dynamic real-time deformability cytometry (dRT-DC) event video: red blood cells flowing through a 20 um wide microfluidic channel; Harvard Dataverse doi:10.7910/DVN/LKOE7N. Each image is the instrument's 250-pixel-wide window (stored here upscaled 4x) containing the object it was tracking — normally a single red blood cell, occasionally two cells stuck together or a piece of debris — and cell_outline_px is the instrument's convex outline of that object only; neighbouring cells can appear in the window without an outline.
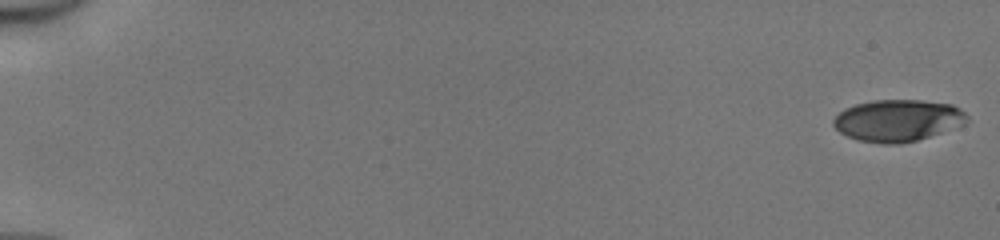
{"species": "human", "species_latin": "Homo sapiens", "temperature_condition": "cold", "stored_images_in_passage": 51, "camera_frame_rate_fps": 3000, "um_per_image_px": 0.085, "donor": {"sex": "male"}, "frame": {"image": 1, "passage_image": 1, "time_ms": 0.0, "image_size_px": [1000, 240], "cell_outline_px": [[968, 120], [964, 124], [916, 140], [900, 144], [884, 144], [856, 140], [840, 132], [832, 124], [832, 120], [844, 108], [856, 104], [872, 100], [920, 100], [952, 104], [960, 108], [968, 116]], "centroid_in_image_um": [76.29, 10.23], "position_along_channel_um": 8.7, "area_um2": 32.48}}
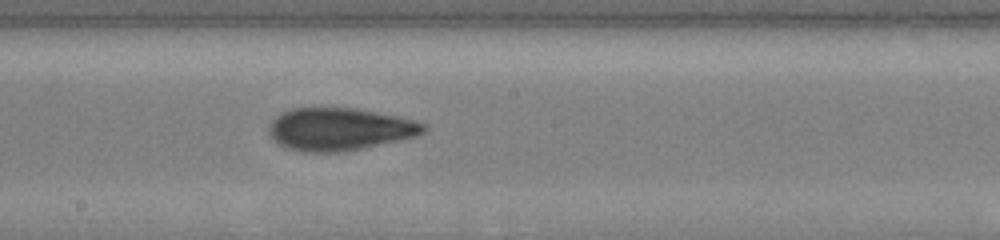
{"frame": {"image": 2, "passage_image": 30, "time_ms": 9.667, "image_size_px": [1000, 240], "cell_outline_px": [[428, 128], [424, 132], [416, 136], [360, 148], [340, 152], [300, 152], [288, 148], [280, 144], [268, 132], [268, 124], [276, 116], [292, 108], [356, 108], [396, 116], [428, 124]], "centroid_in_image_um": [28.85, 10.97], "position_along_channel_um": 219.3, "area_um2": 38.03}}
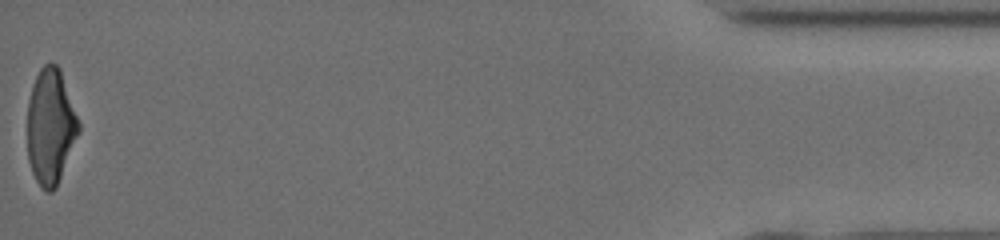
{"frame": {"image": 3, "passage_image": 51, "time_ms": 16.667, "image_size_px": [1000, 240], "cell_outline_px": [[80, 132], [56, 188], [52, 192], [48, 192], [40, 188], [32, 172], [28, 160], [28, 100], [32, 84], [40, 68], [44, 64], [56, 64], [60, 68], [80, 124]], "centroid_in_image_um": [4.3, 10.78], "position_along_channel_um": 430.9, "area_um2": 34.68}, "authors_computed_cell_mechanics": {"area_um2": 35.4892, "velocity_mm_per_s": 4.1844, "shape_relaxation_time_tau1_ms": 3.1302, "shape_relaxation_time_tau2_ms": 1.8261, "deformation_change_tau1": 0.1579, "deformation_change_tau2": 0.0836}}